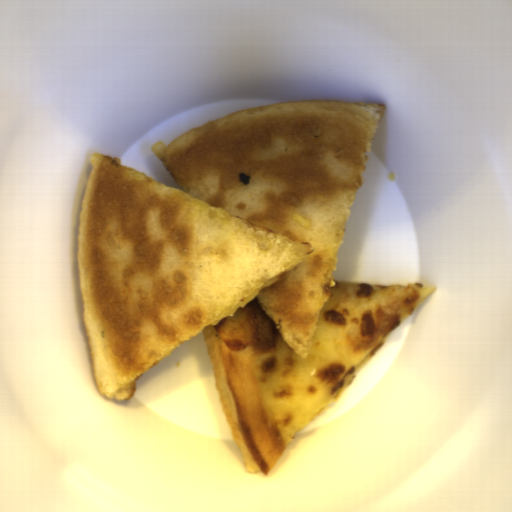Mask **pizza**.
Masks as SVG:
<instances>
[{"mask_svg":"<svg viewBox=\"0 0 512 512\" xmlns=\"http://www.w3.org/2000/svg\"><path fill=\"white\" fill-rule=\"evenodd\" d=\"M386 104L265 103L152 143L172 187L92 154L75 256L108 400L203 333L246 474L267 477L437 288L333 278Z\"/></svg>","mask_w":512,"mask_h":512,"instance_id":"pizza-1","label":"pizza"}]
</instances>
